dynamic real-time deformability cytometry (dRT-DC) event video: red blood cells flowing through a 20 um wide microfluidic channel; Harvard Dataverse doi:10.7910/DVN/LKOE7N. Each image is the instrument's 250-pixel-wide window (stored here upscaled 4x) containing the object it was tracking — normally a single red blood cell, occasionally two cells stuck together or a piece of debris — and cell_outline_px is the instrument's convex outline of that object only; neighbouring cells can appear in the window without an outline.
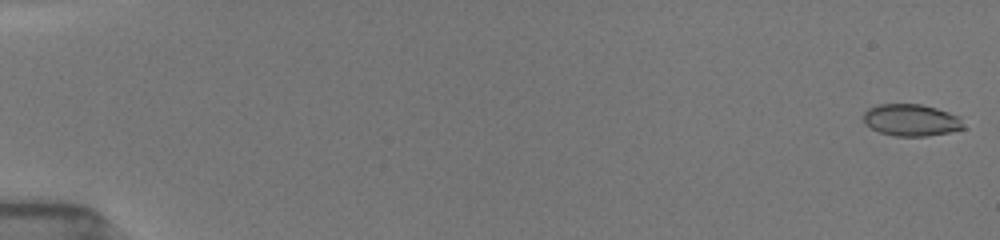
{"species": "common noctule bat (a hibernating species)", "species_latin": "Nyctalus noctula", "temperature_condition": "room temperature", "stored_images_in_passage": 15, "camera_frame_rate_fps": 3000, "um_per_image_px": 0.085, "animal": {"sex": "female", "body_mass_g": 19.5, "forearm_length_mm": 54.1}, "frame": {"image": 1, "passage_image": 1, "time_ms": 0.0, "image_size_px": [1000, 240], "cell_outline_px": [[964, 128], [948, 132], [924, 136], [896, 136], [880, 132], [864, 124], [864, 112], [868, 108], [876, 104], [920, 104], [936, 108], [960, 116]], "centroid_in_image_um": [77.43, 10.19], "position_along_channel_um": 7.6, "area_um2": 18.5}}
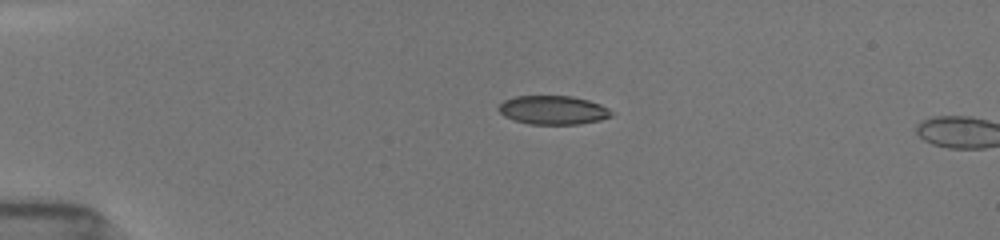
{"frame": {"image": 2, "passage_image": 13, "time_ms": 1670.667, "image_size_px": [1000, 240], "cell_outline_px": [[612, 116], [600, 120], [580, 124], [528, 124], [504, 116], [496, 108], [504, 100], [516, 96], [572, 96], [588, 100], [600, 104], [608, 108], [612, 112]], "centroid_in_image_um": [47.01, 9.35], "position_along_channel_um": 38.0, "area_um2": 18.9}}